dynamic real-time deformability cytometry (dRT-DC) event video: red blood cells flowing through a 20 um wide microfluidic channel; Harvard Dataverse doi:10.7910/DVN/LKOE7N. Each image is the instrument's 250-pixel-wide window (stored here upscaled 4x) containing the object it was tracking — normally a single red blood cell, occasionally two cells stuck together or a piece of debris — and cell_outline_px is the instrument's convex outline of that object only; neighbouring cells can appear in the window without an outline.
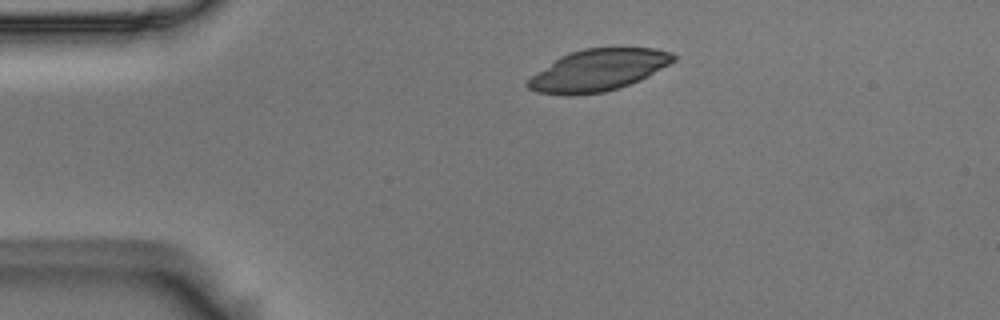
{"species": "Egyptian fruit bat (a non-hibernating species)", "species_latin": "Rousettus aegyptiacus", "temperature_condition": "room temperature", "stored_images_in_passage": 2, "camera_frame_rate_fps": 3000, "um_per_image_px": 0.085, "animal": {"sex": "male"}, "frame": {"image": 1, "passage_image": 1, "time_ms": 0.0, "image_size_px": [1000, 320], "cell_outline_px": [[676, 60], [640, 80], [604, 92], [572, 96], [568, 96], [536, 92], [528, 88], [524, 84], [536, 72], [560, 56], [584, 48], [656, 48], [672, 52], [676, 56]], "centroid_in_image_um": [50.82, 5.97], "position_along_channel_um": 34.2, "area_um2": 35.32}}